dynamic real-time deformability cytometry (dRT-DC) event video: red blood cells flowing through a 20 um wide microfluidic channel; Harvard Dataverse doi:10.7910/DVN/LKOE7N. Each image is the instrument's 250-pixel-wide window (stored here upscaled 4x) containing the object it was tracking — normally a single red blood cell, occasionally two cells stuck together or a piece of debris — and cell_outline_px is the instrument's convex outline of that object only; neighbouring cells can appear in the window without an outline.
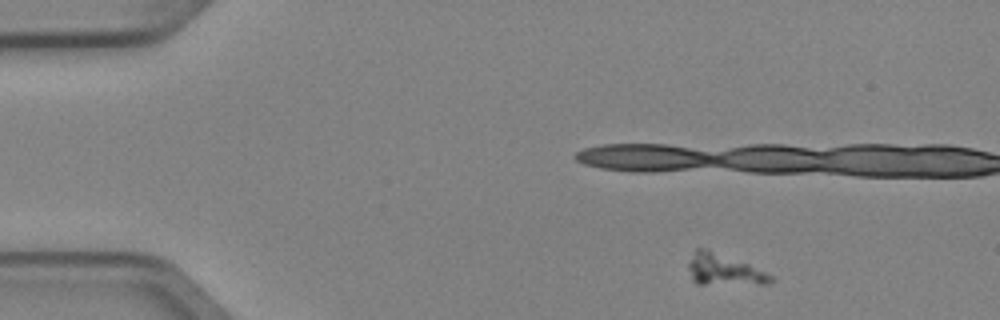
{"species": "Egyptian fruit bat (a non-hibernating species)", "species_latin": "Rousettus aegyptiacus", "temperature_condition": "cold", "stored_images_in_passage": 8, "camera_frame_rate_fps": 3000, "um_per_image_px": 0.085, "animal": {"sex": "female"}, "frame": {"image": 1, "passage_image": 1, "time_ms": 0.0, "image_size_px": [1000, 320], "cell_outline_px": [[772, 280], [768, 284], [696, 284], [692, 280], [688, 268], [688, 264], [696, 248], [704, 248], [748, 264], [772, 276]], "centroid_in_image_um": [61.48, 22.95], "position_along_channel_um": 23.5, "area_um2": 14.62}}